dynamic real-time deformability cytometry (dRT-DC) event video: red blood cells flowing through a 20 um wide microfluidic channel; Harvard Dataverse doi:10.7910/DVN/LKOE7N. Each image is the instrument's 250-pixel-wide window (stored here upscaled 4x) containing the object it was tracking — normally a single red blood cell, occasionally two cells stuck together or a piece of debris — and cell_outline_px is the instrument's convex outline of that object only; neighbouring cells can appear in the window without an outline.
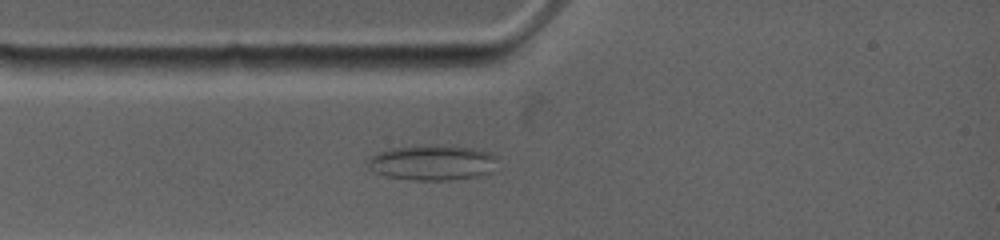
{"species": "common noctule bat (a hibernating species)", "species_latin": "Nyctalus noctula", "temperature_condition": "warm", "stored_images_in_passage": 35, "camera_frame_rate_fps": 4500, "um_per_image_px": 0.085, "animal": {"sex": "female", "body_mass_g": 19.0, "forearm_length_mm": 53.3}, "frame": {"image": 1, "passage_image": 5, "time_ms": 2.222, "image_size_px": [1000, 240], "cell_outline_px": [[496, 156], [488, 172], [476, 176], [448, 180], [416, 180], [384, 176], [372, 172], [368, 168], [364, 160], [368, 156], [376, 152], [392, 148], [424, 144], [436, 144], [472, 148], [492, 152]], "centroid_in_image_um": [36.6, 13.8], "position_along_channel_um": 48.4, "area_um2": 26.93}}
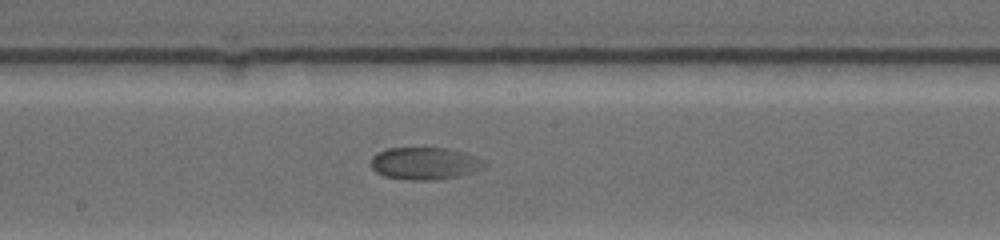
{"frame": {"image": 2, "passage_image": 14, "time_ms": 6.667, "image_size_px": [1000, 240], "cell_outline_px": [[488, 164], [484, 168], [460, 176], [432, 180], [404, 180], [384, 176], [376, 172], [372, 168], [372, 156], [376, 152], [388, 148], [448, 148], [464, 152], [476, 156], [484, 160]], "centroid_in_image_um": [36.12, 13.89], "position_along_channel_um": 212.1, "area_um2": 21.62}}
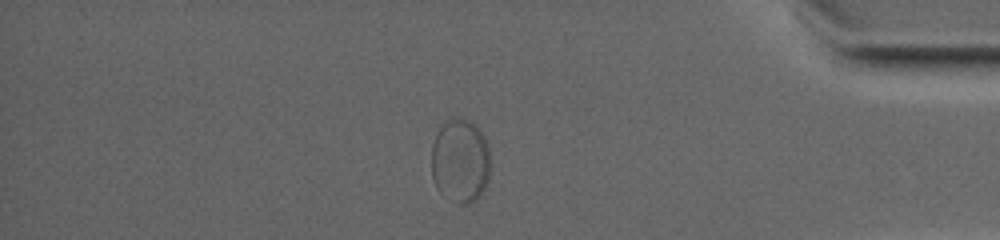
{"frame": {"image": 3, "passage_image": 26, "time_ms": 12.667, "image_size_px": [1000, 240], "cell_outline_px": [[488, 180], [480, 196], [476, 200], [468, 204], [460, 204], [440, 192], [436, 188], [432, 180], [432, 144], [436, 132], [448, 120], [456, 116], [460, 116], [472, 120], [476, 124], [484, 136], [488, 144]], "centroid_in_image_um": [39.11, 13.63], "position_along_channel_um": 396.1, "area_um2": 29.07}}